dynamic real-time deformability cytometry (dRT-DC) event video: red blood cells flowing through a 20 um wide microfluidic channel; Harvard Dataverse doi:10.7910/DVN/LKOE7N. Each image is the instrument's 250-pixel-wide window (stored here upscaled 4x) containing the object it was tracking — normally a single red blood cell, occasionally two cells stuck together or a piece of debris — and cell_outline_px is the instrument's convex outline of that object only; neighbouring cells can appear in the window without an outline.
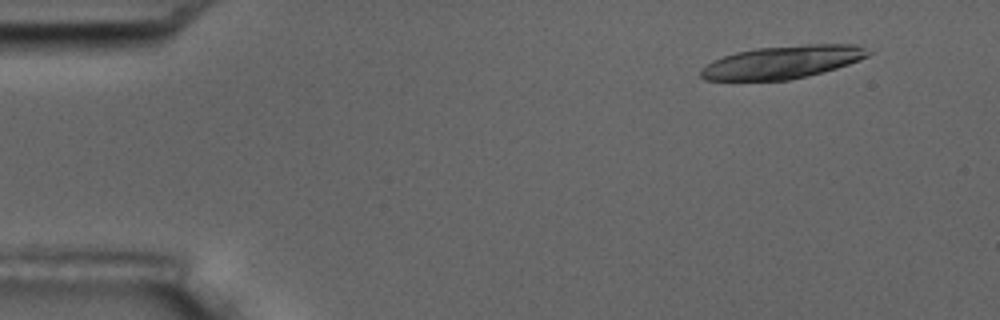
{"species": "common noctule bat (a hibernating species)", "species_latin": "Nyctalus noctula", "temperature_condition": "room temperature", "stored_images_in_passage": 7, "camera_frame_rate_fps": 3000, "um_per_image_px": 0.085, "animal": {"sex": "male", "body_mass_g": 17.5, "forearm_length_mm": 52.3}, "frame": {"image": 1, "passage_image": 2, "time_ms": 1.333, "image_size_px": [1000, 320], "cell_outline_px": [[872, 52], [868, 56], [860, 60], [836, 68], [808, 76], [788, 80], [704, 80], [700, 76], [700, 68], [712, 60], [736, 52], [756, 48], [808, 44], [856, 44]], "centroid_in_image_um": [66.49, 5.28], "position_along_channel_um": 18.5, "area_um2": 32.08}}
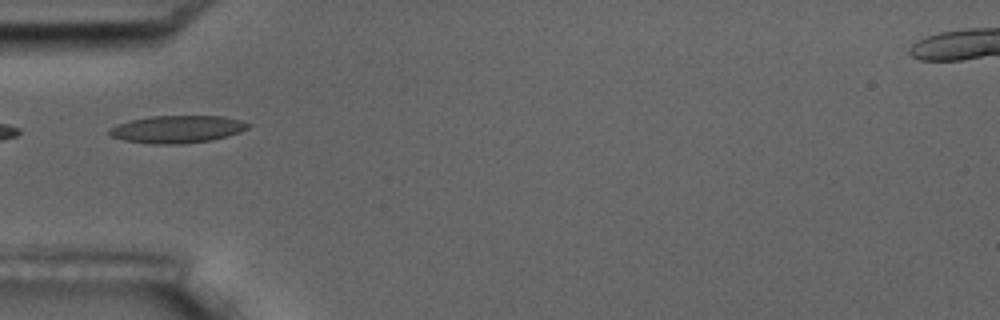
{"frame": {"image": 2, "passage_image": 6, "time_ms": 5.667, "image_size_px": [1000, 320], "cell_outline_px": [[252, 124], [248, 128], [240, 132], [228, 136], [212, 140], [180, 144], [152, 144], [124, 140], [112, 136], [108, 132], [108, 128], [116, 124], [128, 120], [152, 116], [224, 116], [240, 120]], "centroid_in_image_um": [15.06, 10.98], "position_along_channel_um": 69.9, "area_um2": 22.37}}